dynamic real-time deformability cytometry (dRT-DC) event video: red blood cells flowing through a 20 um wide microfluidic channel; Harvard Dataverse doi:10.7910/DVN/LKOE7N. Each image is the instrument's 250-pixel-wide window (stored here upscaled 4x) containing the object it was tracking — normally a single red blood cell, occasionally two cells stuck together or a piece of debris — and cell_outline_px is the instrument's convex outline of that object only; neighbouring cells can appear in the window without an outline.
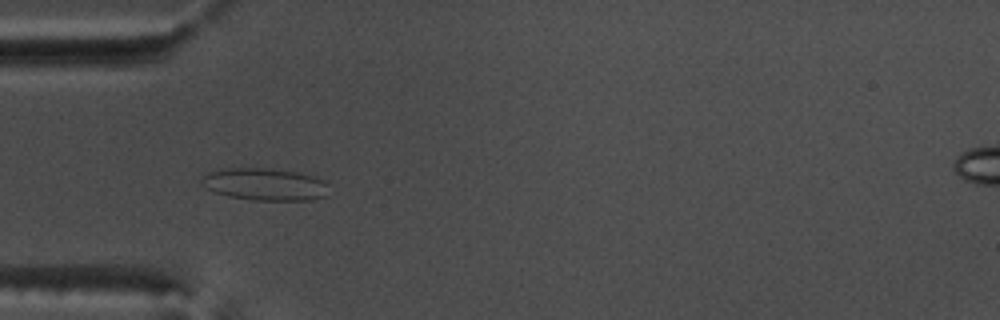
{"species": "common noctule bat (a hibernating species)", "species_latin": "Nyctalus noctula", "temperature_condition": "warm", "stored_images_in_passage": 40, "camera_frame_rate_fps": 3000, "um_per_image_px": 0.085, "animal": {"sex": "male", "body_mass_g": 17.5, "forearm_length_mm": 52.3}, "frame": {"image": 1, "passage_image": 3, "time_ms": 0.667, "image_size_px": [1000, 320], "cell_outline_px": [[328, 196], [312, 200], [252, 200], [228, 196], [216, 192], [208, 188], [200, 180], [208, 172], [220, 168], [272, 168], [296, 172], [312, 176], [324, 180]], "centroid_in_image_um": [22.52, 15.66], "position_along_channel_um": 62.5, "area_um2": 23.87}}
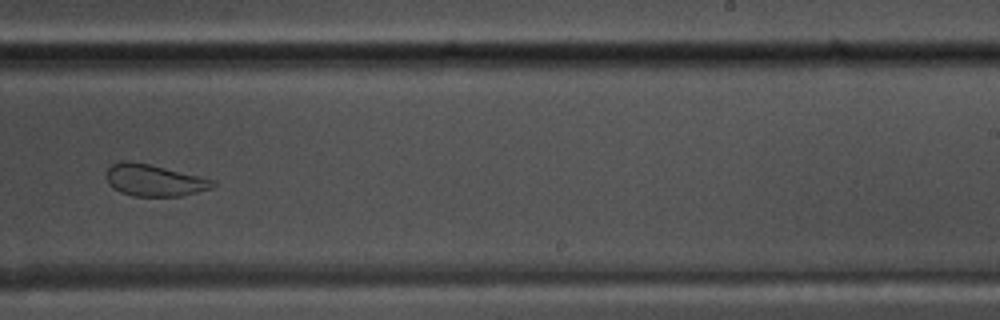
{"frame": {"image": 2, "passage_image": 20, "time_ms": 6.333, "image_size_px": [1000, 320], "cell_outline_px": [[216, 184], [212, 188], [180, 196], [132, 196], [120, 192], [112, 188], [108, 184], [104, 176], [108, 168], [112, 164], [120, 160], [128, 160], [148, 164], [200, 176], [212, 180]], "centroid_in_image_um": [13.03, 15.32], "position_along_channel_um": 276.0, "area_um2": 19.77}}
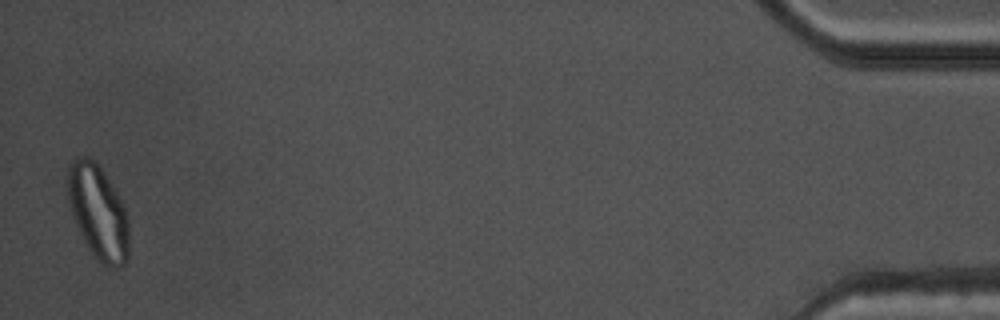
{"frame": {"image": 3, "passage_image": 39, "time_ms": 12.667, "image_size_px": [1000, 320], "cell_outline_px": [[128, 260], [120, 268], [112, 268], [96, 260], [88, 248], [76, 224], [68, 200], [68, 164], [72, 160], [80, 156], [88, 156], [100, 168], [120, 196], [128, 220]], "centroid_in_image_um": [8.35, 18.05], "position_along_channel_um": 426.9, "area_um2": 33.47}}